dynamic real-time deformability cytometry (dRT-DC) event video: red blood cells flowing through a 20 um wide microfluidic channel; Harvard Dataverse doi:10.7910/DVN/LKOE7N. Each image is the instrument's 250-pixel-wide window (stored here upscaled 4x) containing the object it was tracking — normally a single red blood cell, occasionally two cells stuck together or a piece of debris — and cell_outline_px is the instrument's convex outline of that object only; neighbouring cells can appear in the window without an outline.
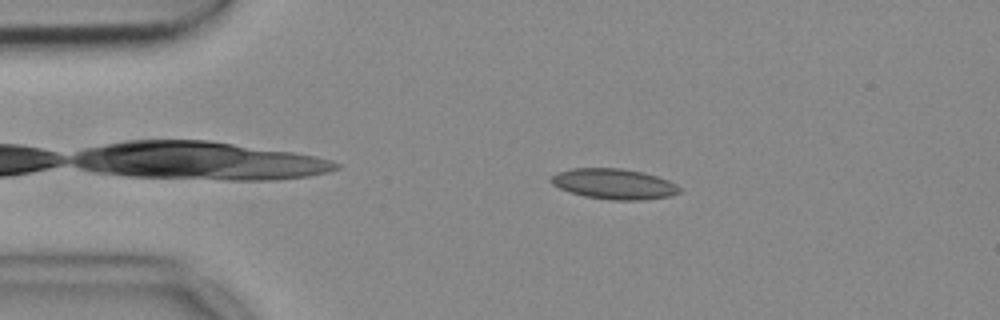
{"species": "common noctule bat (a hibernating species)", "species_latin": "Nyctalus noctula", "temperature_condition": "cold", "stored_images_in_passage": 50, "camera_frame_rate_fps": 3000, "um_per_image_px": 0.085, "animal": {"sex": "female", "body_mass_g": 18.4}, "frame": {"image": 1, "passage_image": 7, "time_ms": 2.0, "image_size_px": [1000, 320], "cell_outline_px": [[680, 192], [672, 196], [644, 200], [608, 200], [584, 196], [568, 192], [552, 184], [548, 180], [556, 172], [572, 168], [620, 168], [640, 172], [656, 176], [668, 180], [676, 184], [680, 188]], "centroid_in_image_um": [52.16, 15.64], "position_along_channel_um": 32.8, "area_um2": 22.95}}
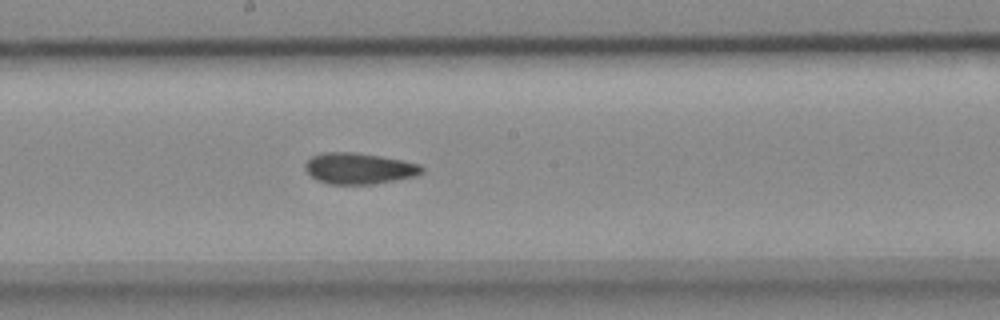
{"frame": {"image": 2, "passage_image": 25, "time_ms": 8.0, "image_size_px": [1000, 320], "cell_outline_px": [[424, 172], [416, 176], [376, 184], [328, 184], [316, 180], [304, 168], [304, 164], [312, 156], [324, 152], [356, 152], [380, 156], [420, 164], [424, 168]], "centroid_in_image_um": [30.52, 14.32], "position_along_channel_um": 217.7, "area_um2": 21.27}}
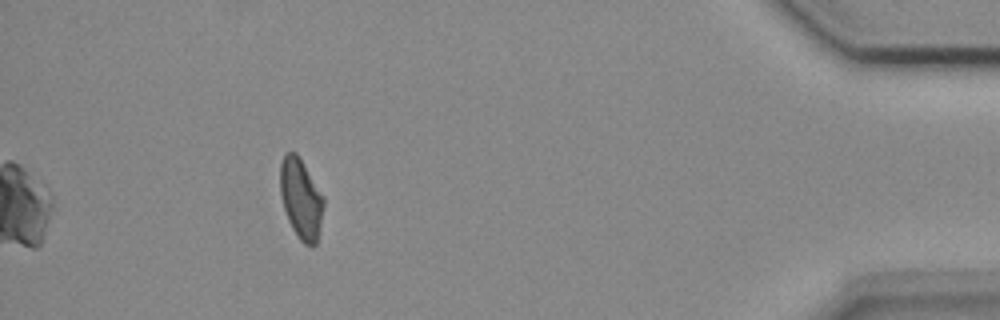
{"frame": {"image": 3, "passage_image": 45, "time_ms": 14.667, "image_size_px": [1000, 320], "cell_outline_px": [[324, 204], [316, 244], [312, 248], [304, 244], [300, 240], [292, 228], [288, 220], [284, 208], [280, 192], [280, 164], [284, 152], [296, 152], [300, 156], [324, 196]], "centroid_in_image_um": [25.58, 16.86], "position_along_channel_um": 409.6, "area_um2": 20.52}}